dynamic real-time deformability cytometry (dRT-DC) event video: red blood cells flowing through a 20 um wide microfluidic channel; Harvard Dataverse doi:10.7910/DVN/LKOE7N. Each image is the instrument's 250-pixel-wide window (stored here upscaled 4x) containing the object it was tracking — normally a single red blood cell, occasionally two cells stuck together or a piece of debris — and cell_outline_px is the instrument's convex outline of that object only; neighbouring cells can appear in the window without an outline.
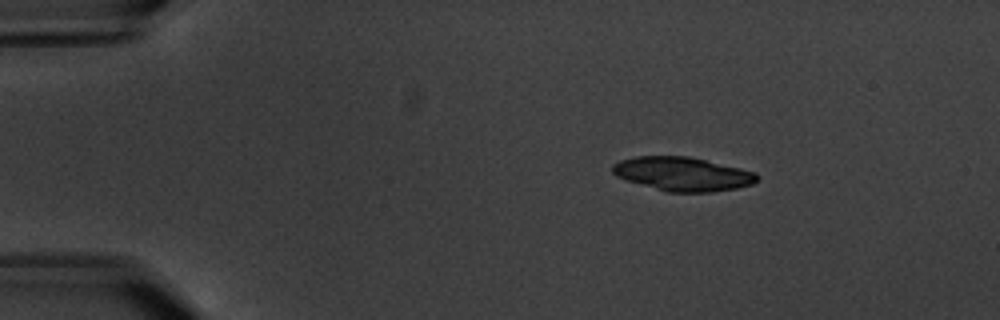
{"species": "common noctule bat (a hibernating species)", "species_latin": "Nyctalus noctula", "temperature_condition": "warm", "stored_images_in_passage": 7, "camera_frame_rate_fps": 3000, "um_per_image_px": 0.085, "animal": {"sex": "male", "body_mass_g": 20.1, "forearm_length_mm": 53.5}, "frame": {"image": 1, "passage_image": 3, "time_ms": 2.333, "image_size_px": [1000, 320], "cell_outline_px": [[760, 176], [752, 184], [736, 188], [708, 192], [668, 192], [628, 180], [616, 176], [612, 172], [612, 164], [620, 160], [636, 156], [688, 156], [740, 168], [756, 172]], "centroid_in_image_um": [58.02, 14.78], "position_along_channel_um": 27.0, "area_um2": 28.26}}
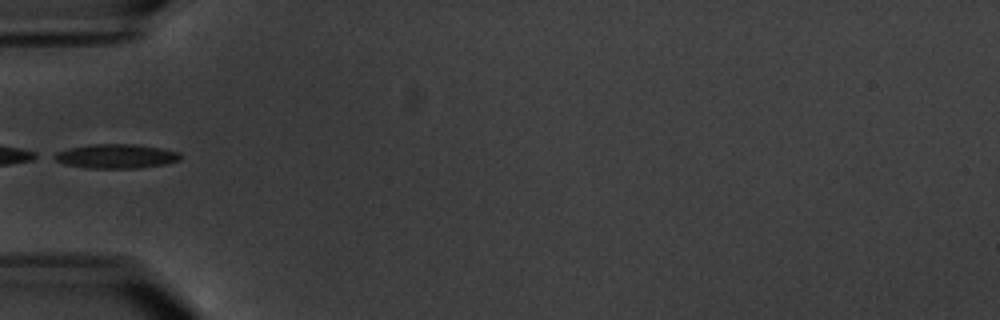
{"frame": {"image": 2, "passage_image": 6, "time_ms": 6.0, "image_size_px": [1000, 320], "cell_outline_px": [[180, 160], [164, 164], [140, 168], [88, 168], [64, 164], [48, 156], [56, 152], [68, 148], [88, 144], [132, 144], [160, 148], [180, 152]], "centroid_in_image_um": [9.81, 13.27], "position_along_channel_um": 75.2, "area_um2": 17.92}}